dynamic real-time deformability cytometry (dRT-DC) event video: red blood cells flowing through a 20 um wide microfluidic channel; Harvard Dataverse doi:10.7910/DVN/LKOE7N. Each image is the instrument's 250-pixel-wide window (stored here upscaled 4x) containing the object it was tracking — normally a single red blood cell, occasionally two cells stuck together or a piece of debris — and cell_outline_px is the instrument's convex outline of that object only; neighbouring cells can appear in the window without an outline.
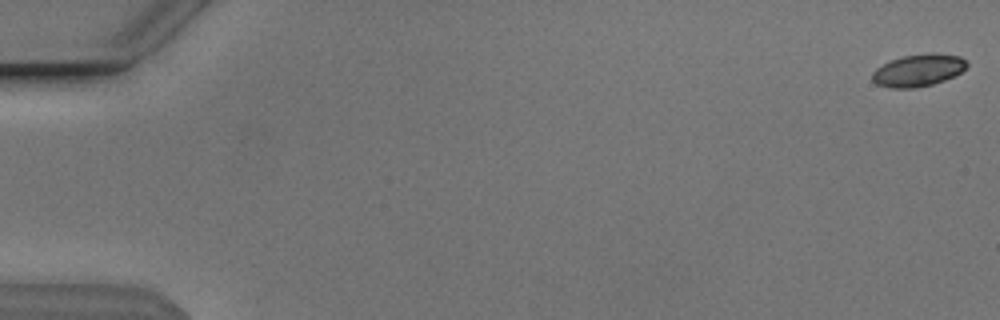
{"species": "Egyptian fruit bat (a non-hibernating species)", "species_latin": "Rousettus aegyptiacus", "temperature_condition": "cold", "stored_images_in_passage": 16, "camera_frame_rate_fps": 3000, "um_per_image_px": 0.085, "animal": {"sex": "male"}, "frame": {"image": 1, "passage_image": 1, "time_ms": 0.0, "image_size_px": [1000, 320], "cell_outline_px": [[968, 64], [956, 76], [932, 84], [916, 88], [892, 88], [876, 84], [872, 80], [872, 72], [876, 68], [892, 60], [904, 56], [928, 52], [936, 52], [960, 56]], "centroid_in_image_um": [78.06, 5.97], "position_along_channel_um": 6.9, "area_um2": 17.8}}
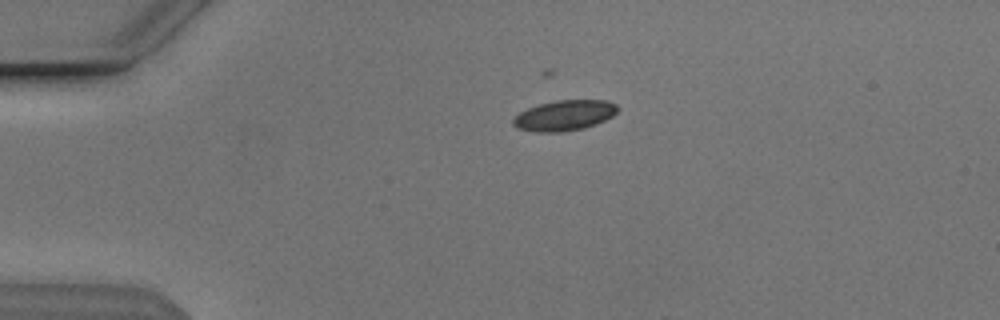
{"frame": {"image": 2, "passage_image": 13, "time_ms": 4.0, "image_size_px": [1000, 320], "cell_outline_px": [[620, 108], [612, 116], [604, 120], [584, 128], [560, 132], [532, 132], [516, 128], [512, 124], [512, 120], [520, 112], [528, 108], [540, 104], [556, 100], [608, 100], [616, 104]], "centroid_in_image_um": [47.96, 9.81], "position_along_channel_um": 37.0, "area_um2": 18.55}}